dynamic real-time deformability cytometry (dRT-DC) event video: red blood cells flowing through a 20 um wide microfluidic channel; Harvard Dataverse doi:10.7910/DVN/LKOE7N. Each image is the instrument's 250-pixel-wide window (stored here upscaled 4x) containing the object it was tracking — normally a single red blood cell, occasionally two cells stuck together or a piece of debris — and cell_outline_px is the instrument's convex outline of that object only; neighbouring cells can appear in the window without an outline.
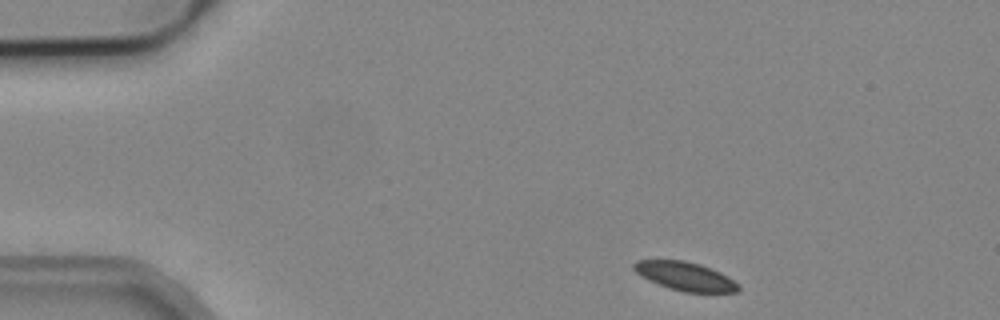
{"species": "common noctule bat (a hibernating species)", "species_latin": "Nyctalus noctula", "temperature_condition": "cold", "stored_images_in_passage": 3, "camera_frame_rate_fps": 3000, "um_per_image_px": 0.085, "animal": {"sex": "male", "body_mass_g": 19.2, "forearm_length_mm": 51.8}, "frame": {"image": 1, "passage_image": 1, "time_ms": 0.0, "image_size_px": [1000, 320], "cell_outline_px": [[740, 292], [684, 292], [668, 288], [648, 280], [640, 276], [632, 268], [632, 264], [636, 260], [684, 260], [700, 264], [720, 272], [728, 276], [740, 284]], "centroid_in_image_um": [58.24, 23.48], "position_along_channel_um": 26.8, "area_um2": 17.63}}